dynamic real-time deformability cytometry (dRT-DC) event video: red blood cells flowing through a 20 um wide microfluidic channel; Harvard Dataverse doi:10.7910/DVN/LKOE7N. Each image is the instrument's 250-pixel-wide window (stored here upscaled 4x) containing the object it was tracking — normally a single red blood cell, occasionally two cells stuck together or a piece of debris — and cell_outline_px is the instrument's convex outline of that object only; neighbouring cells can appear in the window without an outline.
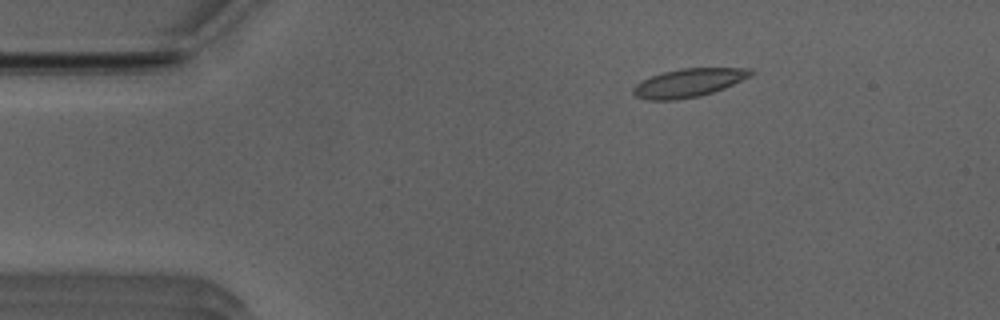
{"species": "Egyptian fruit bat (a non-hibernating species)", "species_latin": "Rousettus aegyptiacus", "temperature_condition": "room temperature", "stored_images_in_passage": 52, "camera_frame_rate_fps": 3000, "um_per_image_px": 0.085, "animal": {"sex": "male"}, "frame": {"image": 1, "passage_image": 9, "time_ms": 2.667, "image_size_px": [1000, 320], "cell_outline_px": [[756, 72], [752, 76], [724, 88], [700, 96], [676, 100], [648, 100], [636, 96], [632, 92], [632, 88], [640, 80], [664, 72], [680, 68], [752, 68]], "centroid_in_image_um": [58.55, 7.03], "position_along_channel_um": 26.4, "area_um2": 19.59}}
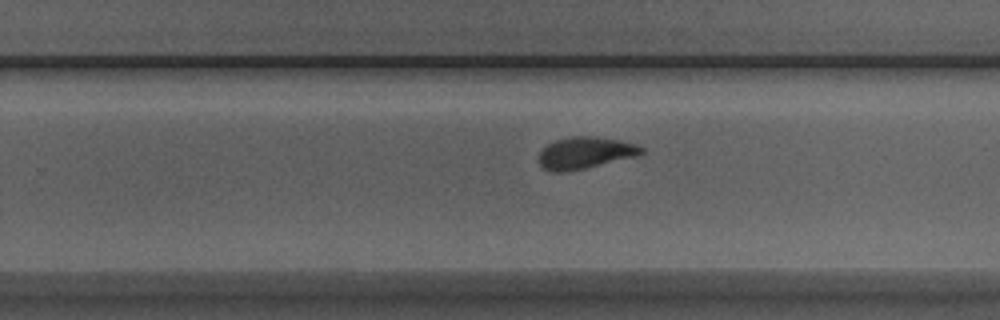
{"frame": {"image": 2, "passage_image": 33, "time_ms": 10.667, "image_size_px": [1000, 320], "cell_outline_px": [[644, 152], [640, 156], [584, 168], [564, 172], [552, 172], [544, 168], [540, 164], [540, 152], [548, 144], [556, 140], [572, 136], [592, 136], [620, 140], [636, 144], [644, 148]], "centroid_in_image_um": [49.79, 12.99], "position_along_channel_um": 280.0, "area_um2": 18.96}}
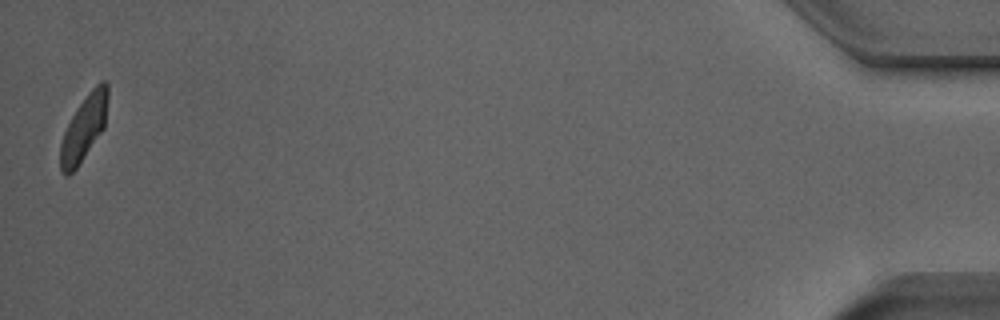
{"frame": {"image": 3, "passage_image": 52, "time_ms": 17.0, "image_size_px": [1000, 320], "cell_outline_px": [[108, 96], [104, 128], [76, 168], [68, 176], [64, 176], [60, 172], [60, 144], [64, 132], [76, 108], [88, 92], [100, 80], [104, 80], [108, 84]], "centroid_in_image_um": [7.13, 10.86], "position_along_channel_um": 428.1, "area_um2": 18.03}, "authors_computed_cell_mechanics": {"area_um2": 19.074, "velocity_mm_per_s": 3.9229, "shape_relaxation_time_tau1_ms": 3.8783, "shape_relaxation_time_tau2_ms": 0.7373, "deformation_change_tau1": 0.1192, "deformation_change_tau2": 0.051}}